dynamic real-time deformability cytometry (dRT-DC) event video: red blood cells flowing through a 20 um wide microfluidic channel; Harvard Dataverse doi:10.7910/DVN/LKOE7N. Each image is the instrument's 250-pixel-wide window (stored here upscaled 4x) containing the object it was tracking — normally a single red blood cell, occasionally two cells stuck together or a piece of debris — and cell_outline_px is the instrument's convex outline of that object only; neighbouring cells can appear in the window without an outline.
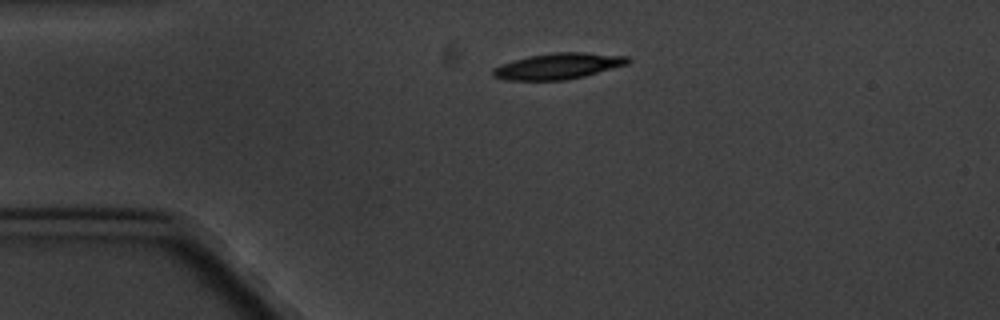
{"species": "common noctule bat (a hibernating species)", "species_latin": "Nyctalus noctula", "temperature_condition": "cold", "stored_images_in_passage": 2, "camera_frame_rate_fps": 3000, "um_per_image_px": 0.085, "animal": {"sex": "male", "body_mass_g": 20.1, "forearm_length_mm": 53.5}, "frame": {"image": 1, "passage_image": 1, "time_ms": 0.0, "image_size_px": [1000, 320], "cell_outline_px": [[632, 60], [628, 64], [584, 76], [564, 80], [504, 80], [492, 76], [492, 68], [500, 64], [512, 60], [528, 56], [552, 52], [584, 52], [628, 56]], "centroid_in_image_um": [47.42, 5.61], "position_along_channel_um": 37.6, "area_um2": 20.63}}